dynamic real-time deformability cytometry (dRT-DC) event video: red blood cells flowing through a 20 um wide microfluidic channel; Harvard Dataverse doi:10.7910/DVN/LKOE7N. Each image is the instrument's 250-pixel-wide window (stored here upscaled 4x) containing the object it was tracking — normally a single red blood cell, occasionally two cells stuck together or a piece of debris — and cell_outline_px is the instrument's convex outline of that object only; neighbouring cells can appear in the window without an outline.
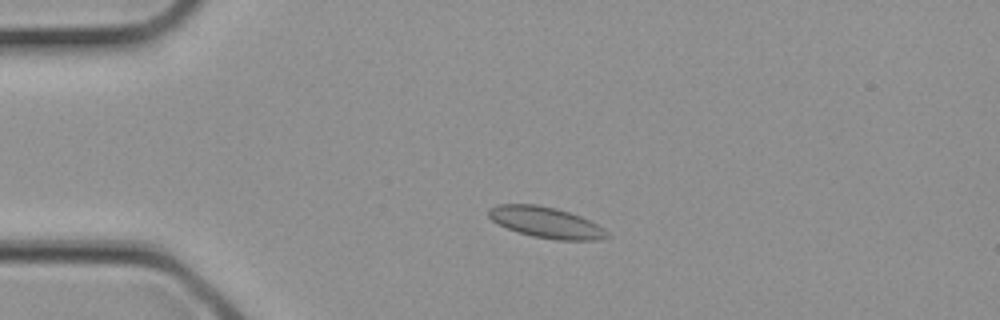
{"species": "common noctule bat (a hibernating species)", "species_latin": "Nyctalus noctula", "temperature_condition": "cold", "stored_images_in_passage": 2, "camera_frame_rate_fps": 3000, "um_per_image_px": 0.085, "animal": {"sex": "female", "body_mass_g": 21.9}, "frame": {"image": 1, "passage_image": 2, "time_ms": 0.333, "image_size_px": [1000, 320], "cell_outline_px": [[612, 236], [596, 240], [556, 240], [532, 236], [508, 228], [492, 220], [488, 216], [488, 208], [496, 204], [536, 204], [556, 208], [580, 216], [604, 228]], "centroid_in_image_um": [46.42, 18.9], "position_along_channel_um": 38.6, "area_um2": 21.27}}